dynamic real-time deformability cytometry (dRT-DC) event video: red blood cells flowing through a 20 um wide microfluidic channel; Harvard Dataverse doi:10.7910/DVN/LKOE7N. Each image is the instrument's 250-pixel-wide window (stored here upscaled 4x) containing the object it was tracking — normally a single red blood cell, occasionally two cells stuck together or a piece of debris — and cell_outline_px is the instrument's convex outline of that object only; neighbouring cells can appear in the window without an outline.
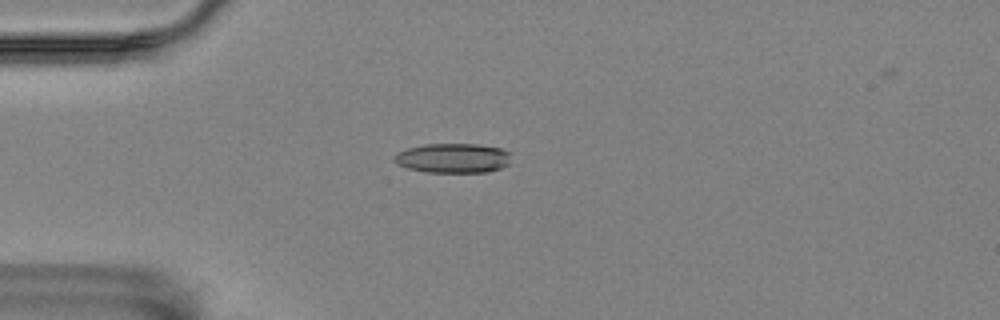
{"species": "Egyptian fruit bat (a non-hibernating species)", "species_latin": "Rousettus aegyptiacus", "temperature_condition": "room temperature", "stored_images_in_passage": 35, "camera_frame_rate_fps": 3000, "um_per_image_px": 0.085, "animal": {"sex": "female"}, "frame": {"image": 1, "passage_image": 1, "time_ms": 0.0, "image_size_px": [1000, 320], "cell_outline_px": [[512, 152], [508, 164], [500, 168], [488, 172], [424, 172], [408, 168], [396, 164], [392, 160], [392, 156], [396, 152], [408, 148], [424, 144], [476, 144], [500, 148]], "centroid_in_image_um": [38.47, 13.44], "position_along_channel_um": 46.5, "area_um2": 20.4}}
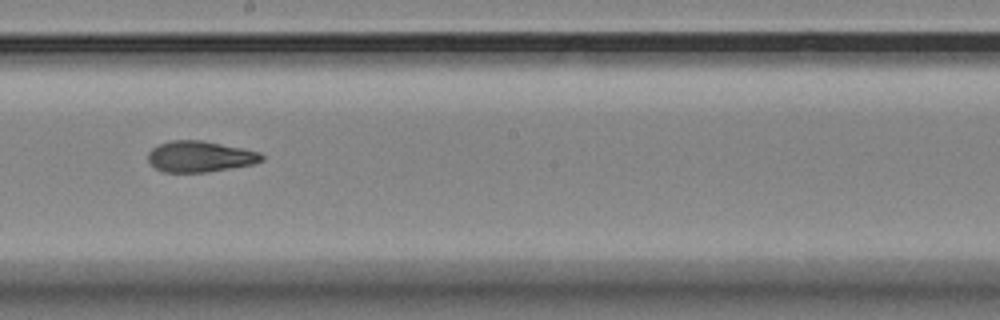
{"frame": {"image": 2, "passage_image": 18, "time_ms": 5.667, "image_size_px": [1000, 320], "cell_outline_px": [[264, 160], [252, 164], [208, 172], [164, 172], [148, 164], [148, 152], [152, 148], [160, 144], [172, 140], [200, 140], [260, 152], [264, 156]], "centroid_in_image_um": [16.96, 13.31], "position_along_channel_um": 231.2, "area_um2": 20.4}}
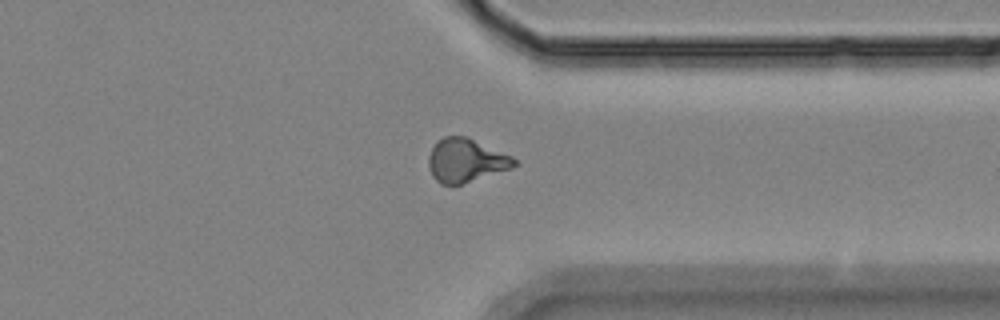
{"frame": {"image": 3, "passage_image": 30, "time_ms": 9.667, "image_size_px": [1000, 320], "cell_outline_px": [[520, 164], [512, 168], [460, 184], [440, 184], [432, 176], [428, 164], [428, 156], [436, 140], [444, 136], [468, 136], [512, 156]], "centroid_in_image_um": [39.6, 13.61], "position_along_channel_um": 371.8, "area_um2": 21.85}, "authors_computed_cell_mechanics": {"area_um2": 20.8658, "velocity_mm_per_s": 3.5438, "shape_relaxation_time_tau1_ms": 11.337, "shape_relaxation_time_tau2_ms": 2.7791, "deformation_change_tau1": 0.2747, "deformation_change_tau2": 0.1017}}